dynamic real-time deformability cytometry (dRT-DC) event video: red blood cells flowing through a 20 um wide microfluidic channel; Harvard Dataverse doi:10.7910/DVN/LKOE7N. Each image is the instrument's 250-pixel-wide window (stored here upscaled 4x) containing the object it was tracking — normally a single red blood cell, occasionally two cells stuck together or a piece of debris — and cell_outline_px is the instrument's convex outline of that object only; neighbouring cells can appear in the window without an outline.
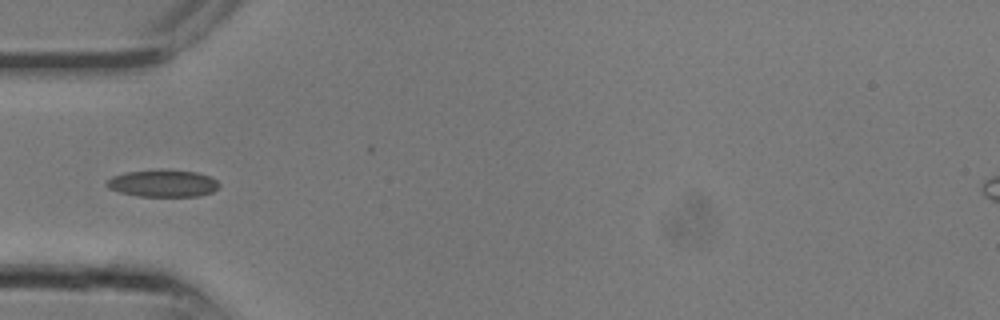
{"species": "common noctule bat (a hibernating species)", "species_latin": "Nyctalus noctula", "temperature_condition": "room temperature", "stored_images_in_passage": 11, "camera_frame_rate_fps": 3000, "um_per_image_px": 0.085, "animal": {"sex": "male", "body_mass_g": 13.3}, "frame": {"image": 1, "passage_image": 9, "time_ms": 2.667, "image_size_px": [1000, 320], "cell_outline_px": [[220, 184], [212, 192], [200, 196], [136, 196], [120, 192], [108, 188], [104, 184], [112, 176], [124, 172], [160, 168], [168, 168], [196, 172], [208, 176], [216, 180]], "centroid_in_image_um": [13.81, 15.56], "position_along_channel_um": 71.2, "area_um2": 18.15}}